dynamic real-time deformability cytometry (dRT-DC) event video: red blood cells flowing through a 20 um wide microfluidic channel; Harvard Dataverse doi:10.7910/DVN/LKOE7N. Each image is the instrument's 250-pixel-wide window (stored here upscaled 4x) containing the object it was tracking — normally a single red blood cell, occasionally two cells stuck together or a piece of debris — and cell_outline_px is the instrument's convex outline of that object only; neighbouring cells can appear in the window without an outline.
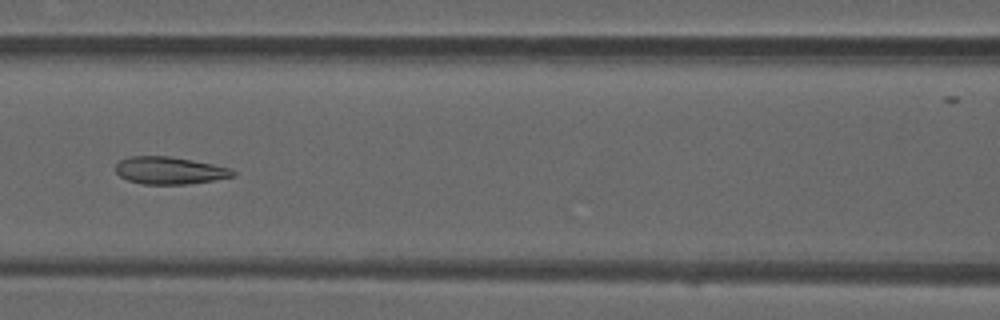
{"species": "common noctule bat (a hibernating species)", "species_latin": "Nyctalus noctula", "temperature_condition": "warm", "stored_images_in_passage": 43, "camera_frame_rate_fps": 3000, "um_per_image_px": 0.085, "animal": {"sex": "male", "forearm_length_mm": 52.5}, "frame": {"image": 1, "passage_image": 15, "time_ms": 4.667, "image_size_px": [1000, 320], "cell_outline_px": [[236, 176], [188, 184], [140, 184], [128, 180], [120, 176], [116, 172], [116, 164], [120, 160], [128, 156], [168, 156], [192, 160], [232, 168], [236, 172]], "centroid_in_image_um": [14.42, 14.49], "position_along_channel_um": 152.2, "area_um2": 18.73}}
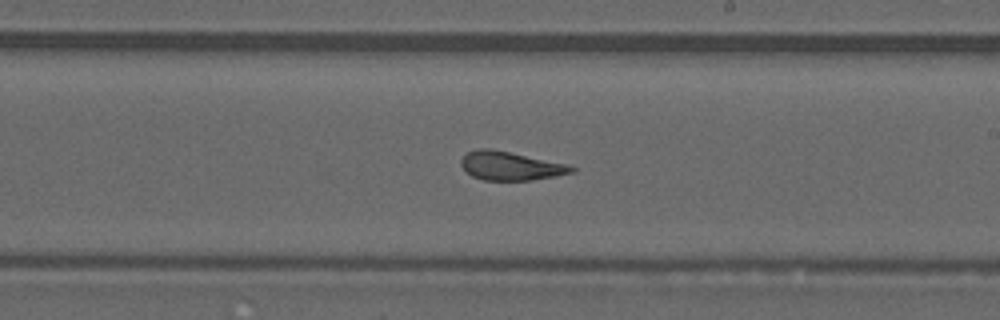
{"frame": {"image": 2, "passage_image": 22, "time_ms": 7.0, "image_size_px": [1000, 320], "cell_outline_px": [[576, 172], [556, 176], [532, 180], [484, 180], [472, 176], [460, 164], [460, 160], [468, 152], [480, 148], [492, 148], [568, 164], [576, 168]], "centroid_in_image_um": [43.43, 14.1], "position_along_channel_um": 245.6, "area_um2": 18.5}}
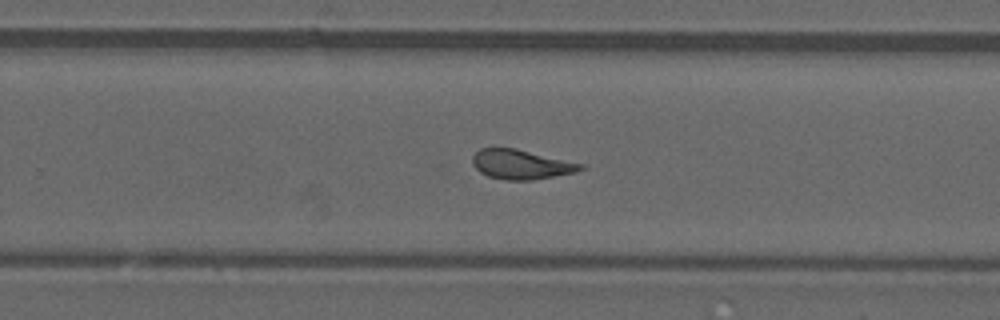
{"frame": {"image": 3, "passage_image": 25, "time_ms": 8.0, "image_size_px": [1000, 320], "cell_outline_px": [[588, 168], [576, 172], [532, 180], [504, 180], [488, 176], [480, 172], [472, 164], [472, 156], [480, 148], [516, 148], [588, 164]], "centroid_in_image_um": [44.37, 13.97], "position_along_channel_um": 285.4, "area_um2": 19.02}, "authors_computed_cell_mechanics": {"area_um2": 19.3052, "velocity_mm_per_s": 4.0205, "shape_relaxation_time_tau1_ms": null, "shape_relaxation_time_tau2_ms": 1.4724, "deformation_change_tau1": null, "deformation_change_tau2": 0.1071}}